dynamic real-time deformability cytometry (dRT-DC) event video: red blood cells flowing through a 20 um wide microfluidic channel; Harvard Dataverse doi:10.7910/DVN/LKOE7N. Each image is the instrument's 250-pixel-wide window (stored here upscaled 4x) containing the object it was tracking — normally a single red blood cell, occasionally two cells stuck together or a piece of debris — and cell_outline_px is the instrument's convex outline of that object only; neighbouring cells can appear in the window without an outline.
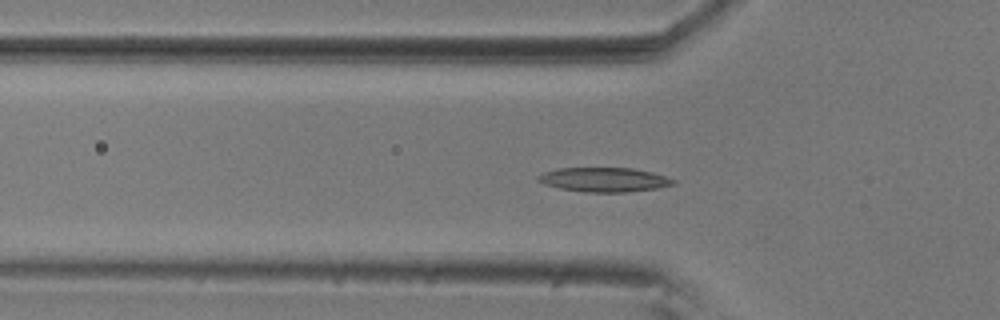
{"species": "common noctule bat (a hibernating species)", "species_latin": "Nyctalus noctula", "temperature_condition": "room temperature", "stored_images_in_passage": 56, "camera_frame_rate_fps": 3000, "um_per_image_px": 0.085, "animal": {"sex": "male", "body_mass_g": 20.5, "forearm_length_mm": 52.5}, "frame": {"image": 1, "passage_image": 17, "time_ms": 5.333, "image_size_px": [1000, 320], "cell_outline_px": [[676, 184], [656, 188], [628, 192], [584, 192], [560, 188], [544, 184], [536, 180], [536, 176], [544, 172], [556, 168], [632, 168], [652, 172], [676, 180]], "centroid_in_image_um": [51.33, 15.27], "position_along_channel_um": 74.5, "area_um2": 19.19}}
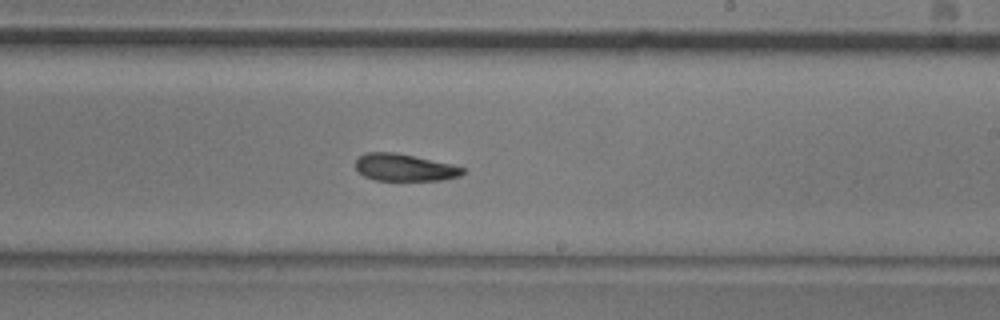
{"frame": {"image": 2, "passage_image": 32, "time_ms": 10.333, "image_size_px": [1000, 320], "cell_outline_px": [[464, 172], [460, 176], [440, 180], [376, 180], [364, 176], [356, 168], [356, 160], [360, 156], [368, 152], [396, 152], [452, 164], [464, 168]], "centroid_in_image_um": [34.39, 14.23], "position_along_channel_um": 254.6, "area_um2": 16.82}}
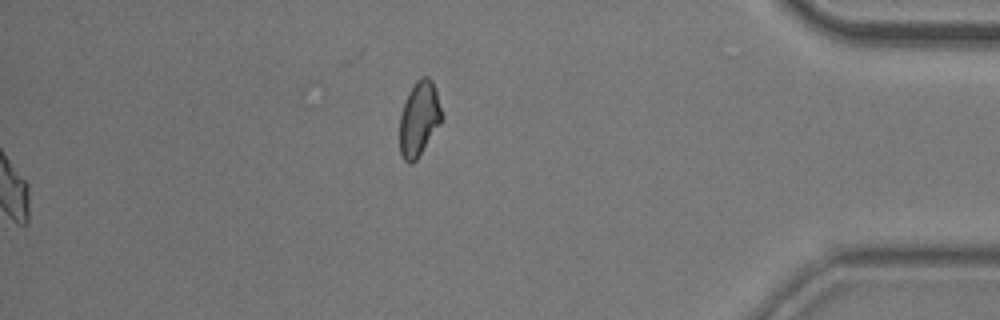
{"frame": {"image": 3, "passage_image": 56, "time_ms": 18.333, "image_size_px": [1000, 320], "cell_outline_px": [[444, 116], [440, 124], [416, 160], [412, 164], [408, 164], [404, 160], [400, 152], [400, 116], [404, 104], [416, 80], [424, 76], [428, 76], [432, 80], [436, 88]], "centroid_in_image_um": [35.65, 10.09], "position_along_channel_um": 399.6, "area_um2": 18.26}, "authors_computed_cell_mechanics": {"area_um2": 18.0336, "velocity_mm_per_s": 3.5851, "shape_relaxation_time_tau1_ms": 5.6019, "shape_relaxation_time_tau2_ms": 11.2049, "deformation_change_tau1": 0.1503, "deformation_change_tau2": 0.1946}}